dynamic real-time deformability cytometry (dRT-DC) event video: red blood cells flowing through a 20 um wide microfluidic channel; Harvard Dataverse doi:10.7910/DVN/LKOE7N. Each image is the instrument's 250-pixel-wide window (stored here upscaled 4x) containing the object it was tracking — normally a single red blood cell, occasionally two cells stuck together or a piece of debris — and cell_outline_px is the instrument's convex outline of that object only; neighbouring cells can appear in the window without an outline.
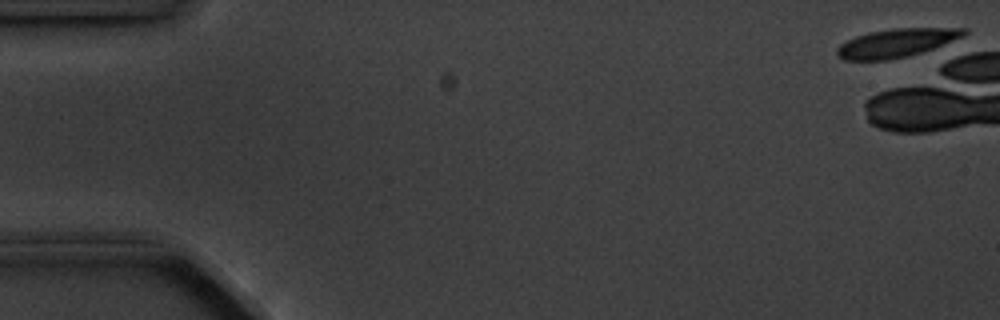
{"species": "common noctule bat (a hibernating species)", "species_latin": "Nyctalus noctula", "temperature_condition": "cold", "stored_images_in_passage": 1, "camera_frame_rate_fps": 3000, "um_per_image_px": 0.085, "animal": {"sex": "male", "body_mass_g": 20.1, "forearm_length_mm": 53.5}, "frame": {"image": 1, "passage_image": 1, "time_ms": 0.0, "image_size_px": [1000, 320], "cell_outline_px": [[968, 32], [964, 36], [956, 40], [908, 56], [888, 60], [844, 60], [836, 56], [836, 48], [840, 44], [856, 36], [868, 32], [896, 28], [968, 28]], "centroid_in_image_um": [76.18, 3.65], "position_along_channel_um": 8.8, "area_um2": 21.1}}